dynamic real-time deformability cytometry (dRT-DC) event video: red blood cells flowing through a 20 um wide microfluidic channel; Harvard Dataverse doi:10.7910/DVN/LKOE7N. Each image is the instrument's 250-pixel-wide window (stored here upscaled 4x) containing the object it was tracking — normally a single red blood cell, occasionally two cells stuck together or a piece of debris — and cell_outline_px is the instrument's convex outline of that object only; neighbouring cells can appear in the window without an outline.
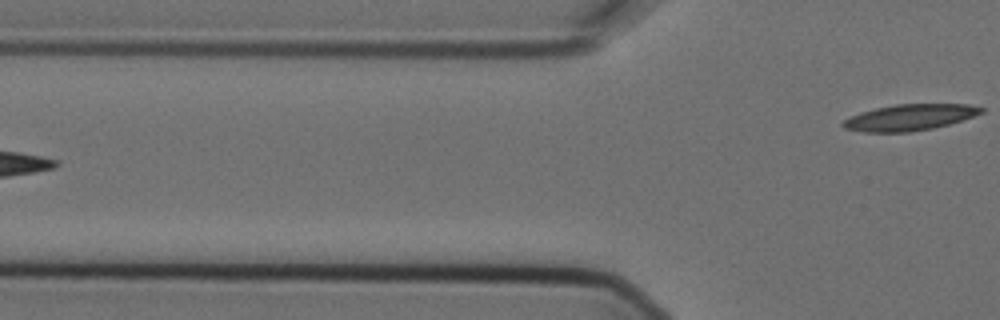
{"species": "Egyptian fruit bat (a non-hibernating species)", "species_latin": "Rousettus aegyptiacus", "temperature_condition": "cold", "stored_images_in_passage": 7, "segment_of_instrument_passage": [2, 2], "camera_frame_rate_fps": 3000, "um_per_image_px": 0.085, "animal": {"sex": "female"}, "frame": {"image": 1, "passage_image": 7, "time_ms": 2.0, "image_size_px": [1000, 320], "cell_outline_px": [[984, 112], [948, 124], [932, 128], [908, 132], [864, 132], [844, 128], [840, 124], [844, 120], [860, 112], [876, 108], [896, 104], [968, 104], [984, 108]], "centroid_in_image_um": [77.3, 9.97], "position_along_channel_um": 48.5, "area_um2": 20.87}}